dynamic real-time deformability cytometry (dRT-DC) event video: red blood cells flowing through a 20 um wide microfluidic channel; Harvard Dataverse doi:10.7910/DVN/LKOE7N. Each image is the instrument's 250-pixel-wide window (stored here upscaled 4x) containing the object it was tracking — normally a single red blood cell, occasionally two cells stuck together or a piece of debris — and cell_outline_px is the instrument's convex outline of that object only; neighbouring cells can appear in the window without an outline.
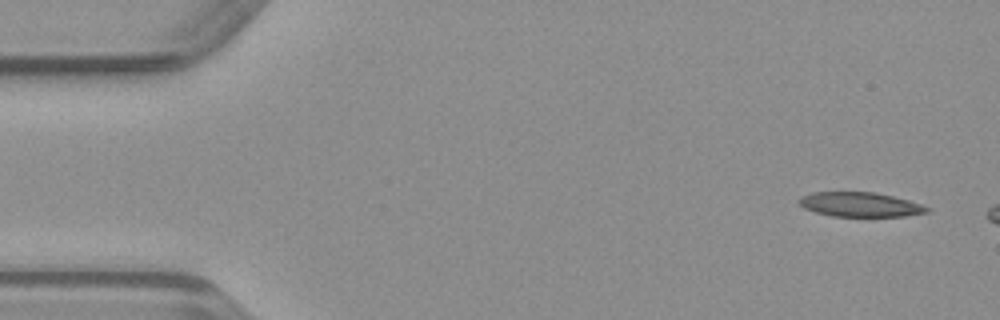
{"species": "common noctule bat (a hibernating species)", "species_latin": "Nyctalus noctula", "temperature_condition": "warm", "stored_images_in_passage": 13, "camera_frame_rate_fps": 3000, "um_per_image_px": 0.085, "animal": {"sex": "male", "body_mass_g": 23.1, "forearm_length_mm": 52.7}, "frame": {"image": 1, "passage_image": 3, "time_ms": 0.667, "image_size_px": [1000, 320], "cell_outline_px": [[932, 212], [904, 216], [832, 216], [816, 212], [804, 208], [796, 200], [800, 196], [812, 192], [876, 192], [908, 200], [932, 208]], "centroid_in_image_um": [73.12, 17.38], "position_along_channel_um": 11.9, "area_um2": 18.38}}